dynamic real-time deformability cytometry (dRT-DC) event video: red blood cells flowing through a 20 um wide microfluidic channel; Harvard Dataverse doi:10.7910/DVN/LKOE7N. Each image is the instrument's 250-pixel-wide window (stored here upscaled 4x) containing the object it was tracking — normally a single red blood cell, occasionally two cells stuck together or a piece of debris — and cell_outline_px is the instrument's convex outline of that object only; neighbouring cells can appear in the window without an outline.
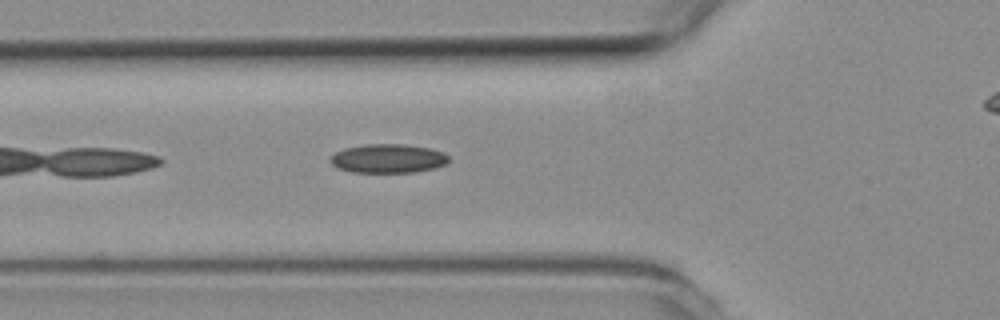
{"species": "common noctule bat (a hibernating species)", "species_latin": "Nyctalus noctula", "temperature_condition": "room temperature", "stored_images_in_passage": 21, "camera_frame_rate_fps": 3000, "um_per_image_px": 0.085, "animal": {"sex": "female", "body_mass_g": 19.3, "forearm_length_mm": 54.1}, "frame": {"image": 1, "passage_image": 4, "time_ms": 1.0, "image_size_px": [1000, 320], "cell_outline_px": [[448, 164], [436, 168], [416, 172], [352, 172], [336, 168], [328, 160], [336, 152], [344, 148], [364, 144], [404, 144], [428, 148], [444, 152], [448, 156]], "centroid_in_image_um": [32.99, 13.47], "position_along_channel_um": 92.8, "area_um2": 20.11}}
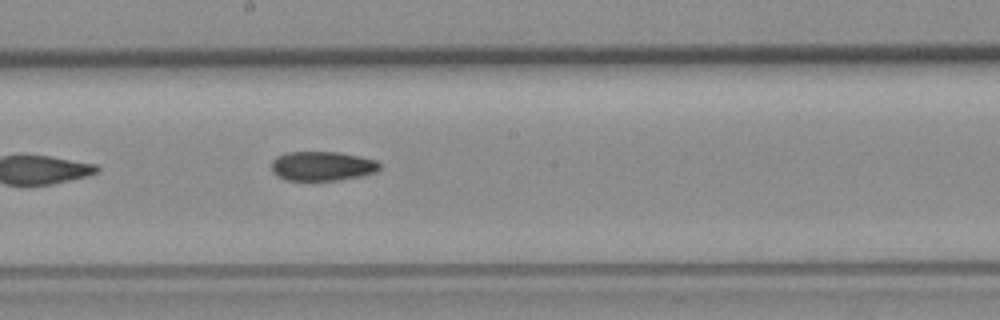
{"frame": {"image": 2, "passage_image": 14, "time_ms": 4.333, "image_size_px": [1000, 320], "cell_outline_px": [[380, 168], [376, 172], [360, 176], [340, 180], [288, 180], [276, 176], [272, 172], [272, 160], [276, 156], [288, 152], [340, 152], [360, 156], [376, 160], [380, 164]], "centroid_in_image_um": [27.38, 14.11], "position_along_channel_um": 220.8, "area_um2": 18.61}}
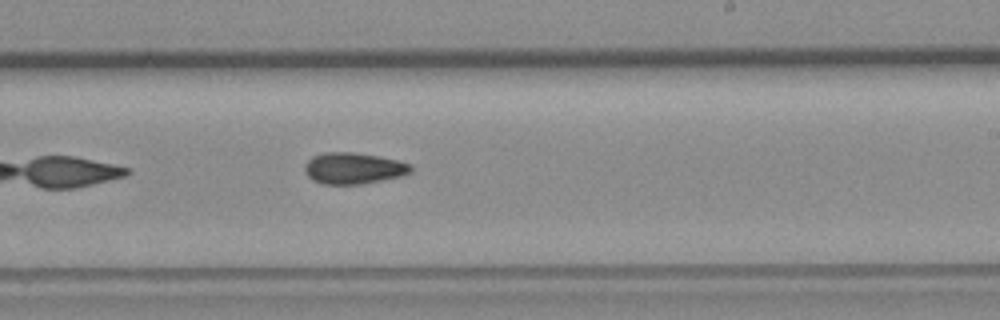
{"frame": {"image": 3, "passage_image": 17, "time_ms": 5.333, "image_size_px": [1000, 320], "cell_outline_px": [[412, 172], [404, 176], [360, 184], [320, 184], [312, 180], [304, 172], [304, 164], [312, 156], [324, 152], [352, 152], [400, 160], [412, 164]], "centroid_in_image_um": [30.05, 14.3], "position_along_channel_um": 258.9, "area_um2": 19.65}}